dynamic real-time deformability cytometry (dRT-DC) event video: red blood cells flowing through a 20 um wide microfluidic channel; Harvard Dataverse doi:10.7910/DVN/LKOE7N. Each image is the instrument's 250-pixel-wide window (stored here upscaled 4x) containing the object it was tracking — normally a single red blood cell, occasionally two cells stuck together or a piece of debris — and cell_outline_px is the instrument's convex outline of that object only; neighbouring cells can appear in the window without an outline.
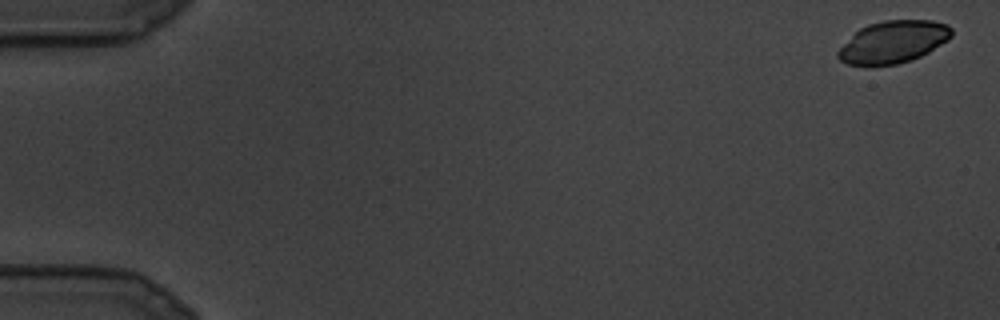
{"species": "common noctule bat (a hibernating species)", "species_latin": "Nyctalus noctula", "temperature_condition": "cold", "stored_images_in_passage": 14, "camera_frame_rate_fps": 3000, "um_per_image_px": 0.085, "animal": {"sex": "male", "body_mass_g": 19.5, "forearm_length_mm": 54.6}, "frame": {"image": 1, "passage_image": 1, "time_ms": 0.0, "image_size_px": [1000, 320], "cell_outline_px": [[952, 36], [948, 40], [928, 52], [912, 60], [896, 64], [872, 68], [864, 68], [848, 64], [840, 60], [836, 56], [836, 52], [860, 28], [868, 24], [884, 20], [932, 20], [948, 24], [952, 28]], "centroid_in_image_um": [75.9, 3.6], "position_along_channel_um": 9.1, "area_um2": 28.44}}